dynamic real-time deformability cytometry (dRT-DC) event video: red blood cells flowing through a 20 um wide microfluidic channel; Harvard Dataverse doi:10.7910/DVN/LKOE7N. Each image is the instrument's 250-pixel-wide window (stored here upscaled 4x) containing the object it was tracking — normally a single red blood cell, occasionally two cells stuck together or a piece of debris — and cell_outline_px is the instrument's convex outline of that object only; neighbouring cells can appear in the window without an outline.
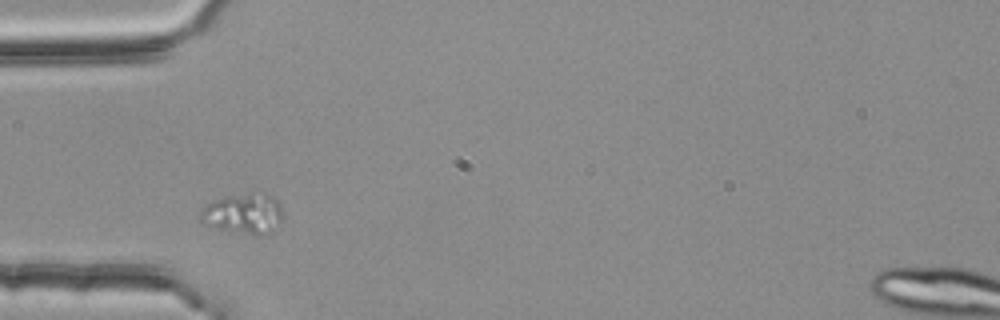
{"species": "common noctule bat (a hibernating species)", "species_latin": "Nyctalus noctula", "temperature_condition": "room temperature", "stored_images_in_passage": 1, "camera_frame_rate_fps": 3000, "um_per_image_px": 0.085, "animal": {"sex": "female", "body_mass_g": 25.1}, "frame": {"image": 1, "passage_image": 1, "time_ms": 0.0, "image_size_px": [1000, 320], "cell_outline_px": [[284, 216], [280, 224], [272, 232], [264, 236], [256, 236], [216, 228], [204, 224], [200, 220], [200, 212], [212, 200], [224, 196], [264, 192], [272, 196], [280, 204]], "centroid_in_image_um": [20.75, 18.18], "position_along_channel_um": 64.3, "area_um2": 19.83}}